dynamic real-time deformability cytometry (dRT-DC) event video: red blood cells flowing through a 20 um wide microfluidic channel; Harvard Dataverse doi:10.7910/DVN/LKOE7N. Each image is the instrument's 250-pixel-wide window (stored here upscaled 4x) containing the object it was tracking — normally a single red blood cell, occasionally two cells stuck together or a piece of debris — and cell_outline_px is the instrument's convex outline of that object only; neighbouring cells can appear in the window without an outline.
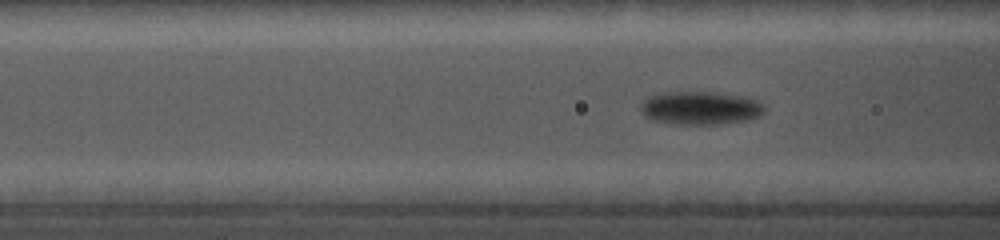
{"species": "common noctule bat (a hibernating species)", "species_latin": "Nyctalus noctula", "temperature_condition": "cold", "stored_images_in_passage": 26, "camera_frame_rate_fps": 5000, "um_per_image_px": 0.085, "animal": {"sex": "female", "body_mass_g": 19.0, "forearm_length_mm": 56.7}, "frame": {"image": 1, "passage_image": 7, "time_ms": 2.2, "image_size_px": [1000, 240], "cell_outline_px": [[764, 112], [760, 116], [744, 120], [720, 124], [676, 124], [652, 120], [644, 116], [640, 108], [640, 104], [648, 96], [668, 92], [708, 92], [736, 96], [756, 100], [764, 108]], "centroid_in_image_um": [59.46, 9.19], "position_along_channel_um": 107.1, "area_um2": 23.58}}
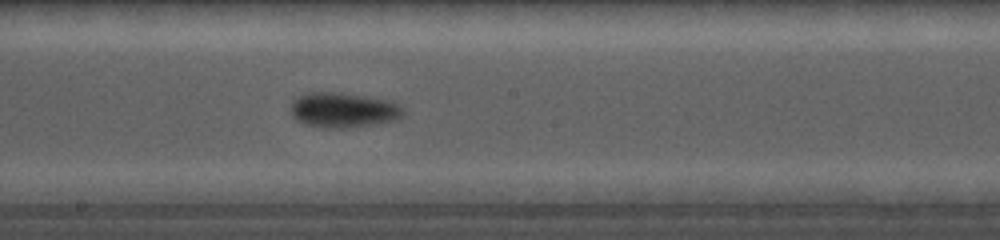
{"frame": {"image": 2, "passage_image": 15, "time_ms": 5.2, "image_size_px": [1000, 240], "cell_outline_px": [[404, 112], [400, 120], [372, 124], [340, 128], [328, 128], [304, 124], [296, 120], [292, 116], [292, 104], [300, 96], [308, 92], [332, 92], [364, 96], [392, 100], [404, 108]], "centroid_in_image_um": [29.24, 9.36], "position_along_channel_um": 219.0, "area_um2": 22.83}}
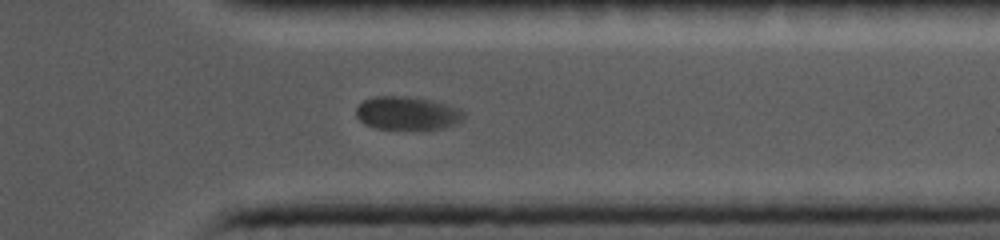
{"frame": {"image": 3, "passage_image": 23, "time_ms": 9.4, "image_size_px": [1000, 240], "cell_outline_px": [[464, 116], [460, 120], [444, 128], [376, 128], [364, 124], [356, 116], [356, 108], [364, 100], [376, 96], [412, 96], [432, 100], [460, 108], [464, 112]], "centroid_in_image_um": [34.6, 9.59], "position_along_channel_um": 376.8, "area_um2": 20.63}}